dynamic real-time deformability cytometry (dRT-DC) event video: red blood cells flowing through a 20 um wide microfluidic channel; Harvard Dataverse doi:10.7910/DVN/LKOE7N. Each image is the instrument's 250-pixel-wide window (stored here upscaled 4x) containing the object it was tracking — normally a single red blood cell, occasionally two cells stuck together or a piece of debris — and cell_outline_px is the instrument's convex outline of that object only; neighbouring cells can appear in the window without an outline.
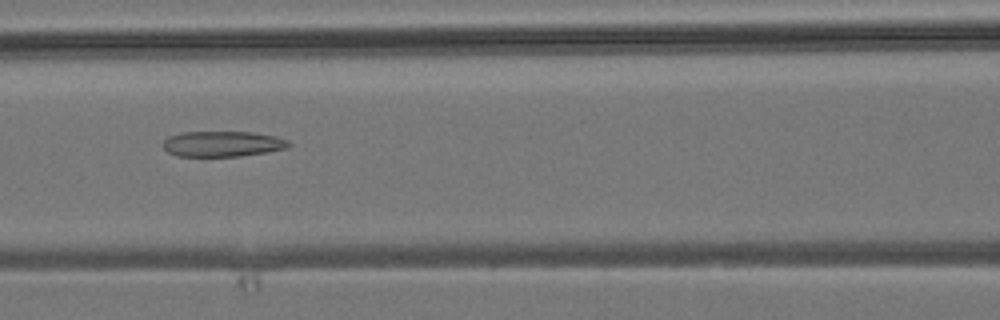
{"species": "common noctule bat (a hibernating species)", "species_latin": "Nyctalus noctula", "temperature_condition": "room temperature", "stored_images_in_passage": 6, "camera_frame_rate_fps": 3000, "um_per_image_px": 0.085, "animal": {"sex": "male", "body_mass_g": 19.2, "forearm_length_mm": 51.8}, "frame": {"image": 1, "passage_image": 6, "time_ms": 6.333, "image_size_px": [1000, 320], "cell_outline_px": [[292, 144], [288, 148], [240, 156], [176, 156], [168, 152], [164, 148], [164, 140], [168, 136], [180, 132], [252, 132], [276, 136], [288, 140]], "centroid_in_image_um": [18.92, 12.22], "position_along_channel_um": 147.7, "area_um2": 18.73}}